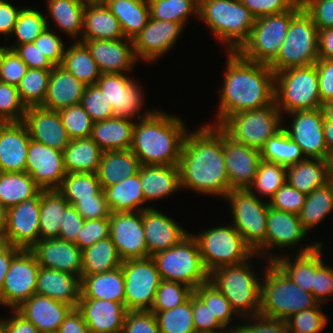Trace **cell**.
Listing matches in <instances>:
<instances>
[{
  "mask_svg": "<svg viewBox=\"0 0 333 333\" xmlns=\"http://www.w3.org/2000/svg\"><path fill=\"white\" fill-rule=\"evenodd\" d=\"M190 234L179 244L156 252L151 258L161 280L180 282L194 290L209 282L210 273L204 267L197 240Z\"/></svg>",
  "mask_w": 333,
  "mask_h": 333,
  "instance_id": "obj_8",
  "label": "cell"
},
{
  "mask_svg": "<svg viewBox=\"0 0 333 333\" xmlns=\"http://www.w3.org/2000/svg\"><path fill=\"white\" fill-rule=\"evenodd\" d=\"M85 220L72 204L65 207L63 219L60 223L59 239L76 243L77 234L83 227Z\"/></svg>",
  "mask_w": 333,
  "mask_h": 333,
  "instance_id": "obj_73",
  "label": "cell"
},
{
  "mask_svg": "<svg viewBox=\"0 0 333 333\" xmlns=\"http://www.w3.org/2000/svg\"><path fill=\"white\" fill-rule=\"evenodd\" d=\"M291 128L283 127L295 141L305 158L326 159L328 148L324 137V120L320 108L315 110L294 111Z\"/></svg>",
  "mask_w": 333,
  "mask_h": 333,
  "instance_id": "obj_19",
  "label": "cell"
},
{
  "mask_svg": "<svg viewBox=\"0 0 333 333\" xmlns=\"http://www.w3.org/2000/svg\"><path fill=\"white\" fill-rule=\"evenodd\" d=\"M232 209L233 226L255 252L264 242L266 235L269 201H263L254 189H231L224 197Z\"/></svg>",
  "mask_w": 333,
  "mask_h": 333,
  "instance_id": "obj_13",
  "label": "cell"
},
{
  "mask_svg": "<svg viewBox=\"0 0 333 333\" xmlns=\"http://www.w3.org/2000/svg\"><path fill=\"white\" fill-rule=\"evenodd\" d=\"M109 237V218L85 220L77 234L76 245L80 250Z\"/></svg>",
  "mask_w": 333,
  "mask_h": 333,
  "instance_id": "obj_66",
  "label": "cell"
},
{
  "mask_svg": "<svg viewBox=\"0 0 333 333\" xmlns=\"http://www.w3.org/2000/svg\"><path fill=\"white\" fill-rule=\"evenodd\" d=\"M333 210V191L326 184L307 195L306 202L298 217L303 227L309 231L318 225Z\"/></svg>",
  "mask_w": 333,
  "mask_h": 333,
  "instance_id": "obj_50",
  "label": "cell"
},
{
  "mask_svg": "<svg viewBox=\"0 0 333 333\" xmlns=\"http://www.w3.org/2000/svg\"><path fill=\"white\" fill-rule=\"evenodd\" d=\"M248 261L221 266L209 274V282L224 295L239 317L243 316L244 319L259 315L260 310L262 279L256 276Z\"/></svg>",
  "mask_w": 333,
  "mask_h": 333,
  "instance_id": "obj_6",
  "label": "cell"
},
{
  "mask_svg": "<svg viewBox=\"0 0 333 333\" xmlns=\"http://www.w3.org/2000/svg\"><path fill=\"white\" fill-rule=\"evenodd\" d=\"M143 227L147 257L174 247L190 234L174 219L152 207L143 210Z\"/></svg>",
  "mask_w": 333,
  "mask_h": 333,
  "instance_id": "obj_27",
  "label": "cell"
},
{
  "mask_svg": "<svg viewBox=\"0 0 333 333\" xmlns=\"http://www.w3.org/2000/svg\"><path fill=\"white\" fill-rule=\"evenodd\" d=\"M152 313L156 316L160 333H196L192 314V295L174 309Z\"/></svg>",
  "mask_w": 333,
  "mask_h": 333,
  "instance_id": "obj_52",
  "label": "cell"
},
{
  "mask_svg": "<svg viewBox=\"0 0 333 333\" xmlns=\"http://www.w3.org/2000/svg\"><path fill=\"white\" fill-rule=\"evenodd\" d=\"M283 117L274 103L230 115L218 127L233 141L261 150L283 129Z\"/></svg>",
  "mask_w": 333,
  "mask_h": 333,
  "instance_id": "obj_10",
  "label": "cell"
},
{
  "mask_svg": "<svg viewBox=\"0 0 333 333\" xmlns=\"http://www.w3.org/2000/svg\"><path fill=\"white\" fill-rule=\"evenodd\" d=\"M71 306L50 297L34 294L16 310L30 321L40 333L57 332Z\"/></svg>",
  "mask_w": 333,
  "mask_h": 333,
  "instance_id": "obj_30",
  "label": "cell"
},
{
  "mask_svg": "<svg viewBox=\"0 0 333 333\" xmlns=\"http://www.w3.org/2000/svg\"><path fill=\"white\" fill-rule=\"evenodd\" d=\"M125 280L121 266L93 275H81L80 298L110 300L125 305Z\"/></svg>",
  "mask_w": 333,
  "mask_h": 333,
  "instance_id": "obj_35",
  "label": "cell"
},
{
  "mask_svg": "<svg viewBox=\"0 0 333 333\" xmlns=\"http://www.w3.org/2000/svg\"><path fill=\"white\" fill-rule=\"evenodd\" d=\"M121 333H160L151 311H127Z\"/></svg>",
  "mask_w": 333,
  "mask_h": 333,
  "instance_id": "obj_67",
  "label": "cell"
},
{
  "mask_svg": "<svg viewBox=\"0 0 333 333\" xmlns=\"http://www.w3.org/2000/svg\"><path fill=\"white\" fill-rule=\"evenodd\" d=\"M260 153L262 160L286 167L305 159L300 146L289 137L284 129L269 138Z\"/></svg>",
  "mask_w": 333,
  "mask_h": 333,
  "instance_id": "obj_48",
  "label": "cell"
},
{
  "mask_svg": "<svg viewBox=\"0 0 333 333\" xmlns=\"http://www.w3.org/2000/svg\"><path fill=\"white\" fill-rule=\"evenodd\" d=\"M74 207L84 220L109 218L111 214L103 190L94 198L80 199Z\"/></svg>",
  "mask_w": 333,
  "mask_h": 333,
  "instance_id": "obj_70",
  "label": "cell"
},
{
  "mask_svg": "<svg viewBox=\"0 0 333 333\" xmlns=\"http://www.w3.org/2000/svg\"><path fill=\"white\" fill-rule=\"evenodd\" d=\"M25 172L42 190H57L66 175L63 151L30 139Z\"/></svg>",
  "mask_w": 333,
  "mask_h": 333,
  "instance_id": "obj_18",
  "label": "cell"
},
{
  "mask_svg": "<svg viewBox=\"0 0 333 333\" xmlns=\"http://www.w3.org/2000/svg\"><path fill=\"white\" fill-rule=\"evenodd\" d=\"M193 293L209 308L218 322L229 331L232 315L239 316L224 295L210 282L199 285Z\"/></svg>",
  "mask_w": 333,
  "mask_h": 333,
  "instance_id": "obj_56",
  "label": "cell"
},
{
  "mask_svg": "<svg viewBox=\"0 0 333 333\" xmlns=\"http://www.w3.org/2000/svg\"><path fill=\"white\" fill-rule=\"evenodd\" d=\"M301 8L299 0L289 10L257 18L248 40L237 52L249 61L269 65L278 56L291 18Z\"/></svg>",
  "mask_w": 333,
  "mask_h": 333,
  "instance_id": "obj_11",
  "label": "cell"
},
{
  "mask_svg": "<svg viewBox=\"0 0 333 333\" xmlns=\"http://www.w3.org/2000/svg\"><path fill=\"white\" fill-rule=\"evenodd\" d=\"M193 294V289L186 284L161 280L155 293L151 312L174 309L186 302Z\"/></svg>",
  "mask_w": 333,
  "mask_h": 333,
  "instance_id": "obj_57",
  "label": "cell"
},
{
  "mask_svg": "<svg viewBox=\"0 0 333 333\" xmlns=\"http://www.w3.org/2000/svg\"><path fill=\"white\" fill-rule=\"evenodd\" d=\"M46 28L47 17L42 12L22 7L12 31V35L17 37V43L10 48L13 50L17 45L34 42Z\"/></svg>",
  "mask_w": 333,
  "mask_h": 333,
  "instance_id": "obj_55",
  "label": "cell"
},
{
  "mask_svg": "<svg viewBox=\"0 0 333 333\" xmlns=\"http://www.w3.org/2000/svg\"><path fill=\"white\" fill-rule=\"evenodd\" d=\"M250 318L251 323L244 325L238 324L229 328L232 333H287V325L283 320L267 318L256 315Z\"/></svg>",
  "mask_w": 333,
  "mask_h": 333,
  "instance_id": "obj_68",
  "label": "cell"
},
{
  "mask_svg": "<svg viewBox=\"0 0 333 333\" xmlns=\"http://www.w3.org/2000/svg\"><path fill=\"white\" fill-rule=\"evenodd\" d=\"M27 69V65L16 52L10 49L6 53L0 68V81L17 86L26 74Z\"/></svg>",
  "mask_w": 333,
  "mask_h": 333,
  "instance_id": "obj_71",
  "label": "cell"
},
{
  "mask_svg": "<svg viewBox=\"0 0 333 333\" xmlns=\"http://www.w3.org/2000/svg\"><path fill=\"white\" fill-rule=\"evenodd\" d=\"M274 102L282 115L320 108L322 103L316 65L292 67L277 72Z\"/></svg>",
  "mask_w": 333,
  "mask_h": 333,
  "instance_id": "obj_7",
  "label": "cell"
},
{
  "mask_svg": "<svg viewBox=\"0 0 333 333\" xmlns=\"http://www.w3.org/2000/svg\"><path fill=\"white\" fill-rule=\"evenodd\" d=\"M266 263L259 315L285 321L291 315L319 304L313 294L297 286L274 262L266 260Z\"/></svg>",
  "mask_w": 333,
  "mask_h": 333,
  "instance_id": "obj_4",
  "label": "cell"
},
{
  "mask_svg": "<svg viewBox=\"0 0 333 333\" xmlns=\"http://www.w3.org/2000/svg\"><path fill=\"white\" fill-rule=\"evenodd\" d=\"M40 193L8 208L4 236L8 244L30 250L39 240Z\"/></svg>",
  "mask_w": 333,
  "mask_h": 333,
  "instance_id": "obj_21",
  "label": "cell"
},
{
  "mask_svg": "<svg viewBox=\"0 0 333 333\" xmlns=\"http://www.w3.org/2000/svg\"><path fill=\"white\" fill-rule=\"evenodd\" d=\"M40 265L31 250L21 249L10 263L0 292V304L17 309L35 294Z\"/></svg>",
  "mask_w": 333,
  "mask_h": 333,
  "instance_id": "obj_15",
  "label": "cell"
},
{
  "mask_svg": "<svg viewBox=\"0 0 333 333\" xmlns=\"http://www.w3.org/2000/svg\"><path fill=\"white\" fill-rule=\"evenodd\" d=\"M80 105L89 114L93 122L103 121L115 116L111 104L96 84L85 87Z\"/></svg>",
  "mask_w": 333,
  "mask_h": 333,
  "instance_id": "obj_61",
  "label": "cell"
},
{
  "mask_svg": "<svg viewBox=\"0 0 333 333\" xmlns=\"http://www.w3.org/2000/svg\"><path fill=\"white\" fill-rule=\"evenodd\" d=\"M102 153L91 137L70 140L63 150L66 173H97Z\"/></svg>",
  "mask_w": 333,
  "mask_h": 333,
  "instance_id": "obj_41",
  "label": "cell"
},
{
  "mask_svg": "<svg viewBox=\"0 0 333 333\" xmlns=\"http://www.w3.org/2000/svg\"><path fill=\"white\" fill-rule=\"evenodd\" d=\"M51 70L30 69L17 85L22 102L29 106H41L45 100Z\"/></svg>",
  "mask_w": 333,
  "mask_h": 333,
  "instance_id": "obj_53",
  "label": "cell"
},
{
  "mask_svg": "<svg viewBox=\"0 0 333 333\" xmlns=\"http://www.w3.org/2000/svg\"><path fill=\"white\" fill-rule=\"evenodd\" d=\"M150 18L182 24L195 14L198 17V0H148ZM192 13V14H191Z\"/></svg>",
  "mask_w": 333,
  "mask_h": 333,
  "instance_id": "obj_51",
  "label": "cell"
},
{
  "mask_svg": "<svg viewBox=\"0 0 333 333\" xmlns=\"http://www.w3.org/2000/svg\"><path fill=\"white\" fill-rule=\"evenodd\" d=\"M68 204L57 190H42L40 192V240L59 237L60 223Z\"/></svg>",
  "mask_w": 333,
  "mask_h": 333,
  "instance_id": "obj_45",
  "label": "cell"
},
{
  "mask_svg": "<svg viewBox=\"0 0 333 333\" xmlns=\"http://www.w3.org/2000/svg\"><path fill=\"white\" fill-rule=\"evenodd\" d=\"M119 21L125 38L133 40L150 19L148 0H103Z\"/></svg>",
  "mask_w": 333,
  "mask_h": 333,
  "instance_id": "obj_40",
  "label": "cell"
},
{
  "mask_svg": "<svg viewBox=\"0 0 333 333\" xmlns=\"http://www.w3.org/2000/svg\"><path fill=\"white\" fill-rule=\"evenodd\" d=\"M257 19L291 9L299 0H240Z\"/></svg>",
  "mask_w": 333,
  "mask_h": 333,
  "instance_id": "obj_72",
  "label": "cell"
},
{
  "mask_svg": "<svg viewBox=\"0 0 333 333\" xmlns=\"http://www.w3.org/2000/svg\"><path fill=\"white\" fill-rule=\"evenodd\" d=\"M22 8L13 6L6 0H0V34L12 35L18 14Z\"/></svg>",
  "mask_w": 333,
  "mask_h": 333,
  "instance_id": "obj_76",
  "label": "cell"
},
{
  "mask_svg": "<svg viewBox=\"0 0 333 333\" xmlns=\"http://www.w3.org/2000/svg\"><path fill=\"white\" fill-rule=\"evenodd\" d=\"M192 236L197 240L206 270L225 265H237L256 255L233 225L209 228Z\"/></svg>",
  "mask_w": 333,
  "mask_h": 333,
  "instance_id": "obj_12",
  "label": "cell"
},
{
  "mask_svg": "<svg viewBox=\"0 0 333 333\" xmlns=\"http://www.w3.org/2000/svg\"><path fill=\"white\" fill-rule=\"evenodd\" d=\"M82 42L98 64L102 74H125L131 71L137 59L134 54L133 40L128 38L85 40Z\"/></svg>",
  "mask_w": 333,
  "mask_h": 333,
  "instance_id": "obj_24",
  "label": "cell"
},
{
  "mask_svg": "<svg viewBox=\"0 0 333 333\" xmlns=\"http://www.w3.org/2000/svg\"><path fill=\"white\" fill-rule=\"evenodd\" d=\"M13 50L30 69L52 70L54 68L50 60L33 42L17 45Z\"/></svg>",
  "mask_w": 333,
  "mask_h": 333,
  "instance_id": "obj_74",
  "label": "cell"
},
{
  "mask_svg": "<svg viewBox=\"0 0 333 333\" xmlns=\"http://www.w3.org/2000/svg\"><path fill=\"white\" fill-rule=\"evenodd\" d=\"M26 109L17 86L0 81V123L23 122Z\"/></svg>",
  "mask_w": 333,
  "mask_h": 333,
  "instance_id": "obj_59",
  "label": "cell"
},
{
  "mask_svg": "<svg viewBox=\"0 0 333 333\" xmlns=\"http://www.w3.org/2000/svg\"><path fill=\"white\" fill-rule=\"evenodd\" d=\"M57 333H90L82 314L77 308H72L57 329Z\"/></svg>",
  "mask_w": 333,
  "mask_h": 333,
  "instance_id": "obj_77",
  "label": "cell"
},
{
  "mask_svg": "<svg viewBox=\"0 0 333 333\" xmlns=\"http://www.w3.org/2000/svg\"><path fill=\"white\" fill-rule=\"evenodd\" d=\"M138 172L146 201L164 198L181 189L178 165H141Z\"/></svg>",
  "mask_w": 333,
  "mask_h": 333,
  "instance_id": "obj_34",
  "label": "cell"
},
{
  "mask_svg": "<svg viewBox=\"0 0 333 333\" xmlns=\"http://www.w3.org/2000/svg\"><path fill=\"white\" fill-rule=\"evenodd\" d=\"M86 85L61 65L51 70L45 100L41 107L48 110L60 109L80 104Z\"/></svg>",
  "mask_w": 333,
  "mask_h": 333,
  "instance_id": "obj_32",
  "label": "cell"
},
{
  "mask_svg": "<svg viewBox=\"0 0 333 333\" xmlns=\"http://www.w3.org/2000/svg\"><path fill=\"white\" fill-rule=\"evenodd\" d=\"M223 88L216 121L219 126L228 116L274 104L275 73L269 65L243 58L238 52H227Z\"/></svg>",
  "mask_w": 333,
  "mask_h": 333,
  "instance_id": "obj_2",
  "label": "cell"
},
{
  "mask_svg": "<svg viewBox=\"0 0 333 333\" xmlns=\"http://www.w3.org/2000/svg\"><path fill=\"white\" fill-rule=\"evenodd\" d=\"M30 139L23 122L0 123V172H25Z\"/></svg>",
  "mask_w": 333,
  "mask_h": 333,
  "instance_id": "obj_29",
  "label": "cell"
},
{
  "mask_svg": "<svg viewBox=\"0 0 333 333\" xmlns=\"http://www.w3.org/2000/svg\"><path fill=\"white\" fill-rule=\"evenodd\" d=\"M307 195L301 193L287 182L282 185L269 201L271 208L299 214L306 202Z\"/></svg>",
  "mask_w": 333,
  "mask_h": 333,
  "instance_id": "obj_63",
  "label": "cell"
},
{
  "mask_svg": "<svg viewBox=\"0 0 333 333\" xmlns=\"http://www.w3.org/2000/svg\"><path fill=\"white\" fill-rule=\"evenodd\" d=\"M319 303L314 308H309L291 315L285 320L287 328L301 333H320L325 328L328 316L321 311Z\"/></svg>",
  "mask_w": 333,
  "mask_h": 333,
  "instance_id": "obj_60",
  "label": "cell"
},
{
  "mask_svg": "<svg viewBox=\"0 0 333 333\" xmlns=\"http://www.w3.org/2000/svg\"><path fill=\"white\" fill-rule=\"evenodd\" d=\"M184 26L182 24L150 18L146 26L133 39L136 59L152 62L175 45Z\"/></svg>",
  "mask_w": 333,
  "mask_h": 333,
  "instance_id": "obj_22",
  "label": "cell"
},
{
  "mask_svg": "<svg viewBox=\"0 0 333 333\" xmlns=\"http://www.w3.org/2000/svg\"><path fill=\"white\" fill-rule=\"evenodd\" d=\"M23 123L28 129L31 139L57 150L63 151L71 140L58 111L48 110L41 106H29L26 109Z\"/></svg>",
  "mask_w": 333,
  "mask_h": 333,
  "instance_id": "obj_26",
  "label": "cell"
},
{
  "mask_svg": "<svg viewBox=\"0 0 333 333\" xmlns=\"http://www.w3.org/2000/svg\"><path fill=\"white\" fill-rule=\"evenodd\" d=\"M181 189L224 198L229 185L223 151V131L218 126L201 125L187 132L179 160Z\"/></svg>",
  "mask_w": 333,
  "mask_h": 333,
  "instance_id": "obj_1",
  "label": "cell"
},
{
  "mask_svg": "<svg viewBox=\"0 0 333 333\" xmlns=\"http://www.w3.org/2000/svg\"><path fill=\"white\" fill-rule=\"evenodd\" d=\"M192 314L196 333H222L227 331L194 293L192 294Z\"/></svg>",
  "mask_w": 333,
  "mask_h": 333,
  "instance_id": "obj_65",
  "label": "cell"
},
{
  "mask_svg": "<svg viewBox=\"0 0 333 333\" xmlns=\"http://www.w3.org/2000/svg\"><path fill=\"white\" fill-rule=\"evenodd\" d=\"M124 38L119 21L103 1H87L78 41Z\"/></svg>",
  "mask_w": 333,
  "mask_h": 333,
  "instance_id": "obj_33",
  "label": "cell"
},
{
  "mask_svg": "<svg viewBox=\"0 0 333 333\" xmlns=\"http://www.w3.org/2000/svg\"><path fill=\"white\" fill-rule=\"evenodd\" d=\"M223 151L230 187L248 188L262 160L260 150L235 142L223 132Z\"/></svg>",
  "mask_w": 333,
  "mask_h": 333,
  "instance_id": "obj_23",
  "label": "cell"
},
{
  "mask_svg": "<svg viewBox=\"0 0 333 333\" xmlns=\"http://www.w3.org/2000/svg\"><path fill=\"white\" fill-rule=\"evenodd\" d=\"M134 125L133 120L117 116L93 122L91 138L103 152L130 149Z\"/></svg>",
  "mask_w": 333,
  "mask_h": 333,
  "instance_id": "obj_36",
  "label": "cell"
},
{
  "mask_svg": "<svg viewBox=\"0 0 333 333\" xmlns=\"http://www.w3.org/2000/svg\"><path fill=\"white\" fill-rule=\"evenodd\" d=\"M186 134L181 118L154 110L135 121L130 150L141 165H178Z\"/></svg>",
  "mask_w": 333,
  "mask_h": 333,
  "instance_id": "obj_3",
  "label": "cell"
},
{
  "mask_svg": "<svg viewBox=\"0 0 333 333\" xmlns=\"http://www.w3.org/2000/svg\"><path fill=\"white\" fill-rule=\"evenodd\" d=\"M109 237L122 261L147 258L143 211L111 213Z\"/></svg>",
  "mask_w": 333,
  "mask_h": 333,
  "instance_id": "obj_17",
  "label": "cell"
},
{
  "mask_svg": "<svg viewBox=\"0 0 333 333\" xmlns=\"http://www.w3.org/2000/svg\"><path fill=\"white\" fill-rule=\"evenodd\" d=\"M122 260L111 238L99 240L82 250L81 275L104 273L121 266Z\"/></svg>",
  "mask_w": 333,
  "mask_h": 333,
  "instance_id": "obj_47",
  "label": "cell"
},
{
  "mask_svg": "<svg viewBox=\"0 0 333 333\" xmlns=\"http://www.w3.org/2000/svg\"><path fill=\"white\" fill-rule=\"evenodd\" d=\"M140 166L138 158L130 149L104 151L96 174L104 190L137 174Z\"/></svg>",
  "mask_w": 333,
  "mask_h": 333,
  "instance_id": "obj_37",
  "label": "cell"
},
{
  "mask_svg": "<svg viewBox=\"0 0 333 333\" xmlns=\"http://www.w3.org/2000/svg\"><path fill=\"white\" fill-rule=\"evenodd\" d=\"M13 316L3 320L4 333H40L39 330L16 309H13Z\"/></svg>",
  "mask_w": 333,
  "mask_h": 333,
  "instance_id": "obj_78",
  "label": "cell"
},
{
  "mask_svg": "<svg viewBox=\"0 0 333 333\" xmlns=\"http://www.w3.org/2000/svg\"><path fill=\"white\" fill-rule=\"evenodd\" d=\"M34 45L54 65H61L65 54V45L62 39L55 34L47 21V28L34 40Z\"/></svg>",
  "mask_w": 333,
  "mask_h": 333,
  "instance_id": "obj_64",
  "label": "cell"
},
{
  "mask_svg": "<svg viewBox=\"0 0 333 333\" xmlns=\"http://www.w3.org/2000/svg\"><path fill=\"white\" fill-rule=\"evenodd\" d=\"M41 191L27 172H0V203L7 209L36 197Z\"/></svg>",
  "mask_w": 333,
  "mask_h": 333,
  "instance_id": "obj_44",
  "label": "cell"
},
{
  "mask_svg": "<svg viewBox=\"0 0 333 333\" xmlns=\"http://www.w3.org/2000/svg\"><path fill=\"white\" fill-rule=\"evenodd\" d=\"M198 16L228 52H237L248 40L256 20L240 0H198Z\"/></svg>",
  "mask_w": 333,
  "mask_h": 333,
  "instance_id": "obj_5",
  "label": "cell"
},
{
  "mask_svg": "<svg viewBox=\"0 0 333 333\" xmlns=\"http://www.w3.org/2000/svg\"><path fill=\"white\" fill-rule=\"evenodd\" d=\"M287 167L275 162L261 160L253 182L248 190H256L262 196L273 198L276 191L287 182Z\"/></svg>",
  "mask_w": 333,
  "mask_h": 333,
  "instance_id": "obj_54",
  "label": "cell"
},
{
  "mask_svg": "<svg viewBox=\"0 0 333 333\" xmlns=\"http://www.w3.org/2000/svg\"><path fill=\"white\" fill-rule=\"evenodd\" d=\"M127 311H151L161 278L150 257L122 261Z\"/></svg>",
  "mask_w": 333,
  "mask_h": 333,
  "instance_id": "obj_14",
  "label": "cell"
},
{
  "mask_svg": "<svg viewBox=\"0 0 333 333\" xmlns=\"http://www.w3.org/2000/svg\"><path fill=\"white\" fill-rule=\"evenodd\" d=\"M321 103L333 100V60L319 58L316 63Z\"/></svg>",
  "mask_w": 333,
  "mask_h": 333,
  "instance_id": "obj_75",
  "label": "cell"
},
{
  "mask_svg": "<svg viewBox=\"0 0 333 333\" xmlns=\"http://www.w3.org/2000/svg\"><path fill=\"white\" fill-rule=\"evenodd\" d=\"M21 249L16 248L8 244L7 238L0 234V292L5 280V276L8 272L12 258L20 251Z\"/></svg>",
  "mask_w": 333,
  "mask_h": 333,
  "instance_id": "obj_79",
  "label": "cell"
},
{
  "mask_svg": "<svg viewBox=\"0 0 333 333\" xmlns=\"http://www.w3.org/2000/svg\"><path fill=\"white\" fill-rule=\"evenodd\" d=\"M58 113L71 140L91 137L93 121L80 104L60 109Z\"/></svg>",
  "mask_w": 333,
  "mask_h": 333,
  "instance_id": "obj_58",
  "label": "cell"
},
{
  "mask_svg": "<svg viewBox=\"0 0 333 333\" xmlns=\"http://www.w3.org/2000/svg\"><path fill=\"white\" fill-rule=\"evenodd\" d=\"M307 233L308 231L303 227L297 214L269 207L265 242L254 253L259 257L265 255L269 257L270 262H273L276 256L275 254H269L271 249L277 247L282 250L283 248H291V246L294 248L299 241L304 239Z\"/></svg>",
  "mask_w": 333,
  "mask_h": 333,
  "instance_id": "obj_20",
  "label": "cell"
},
{
  "mask_svg": "<svg viewBox=\"0 0 333 333\" xmlns=\"http://www.w3.org/2000/svg\"><path fill=\"white\" fill-rule=\"evenodd\" d=\"M319 244L321 242H314L299 249L294 261L286 254L276 255L273 261L297 286L311 294L314 286L315 248Z\"/></svg>",
  "mask_w": 333,
  "mask_h": 333,
  "instance_id": "obj_38",
  "label": "cell"
},
{
  "mask_svg": "<svg viewBox=\"0 0 333 333\" xmlns=\"http://www.w3.org/2000/svg\"><path fill=\"white\" fill-rule=\"evenodd\" d=\"M326 159L305 158L287 167V183L305 195L327 184Z\"/></svg>",
  "mask_w": 333,
  "mask_h": 333,
  "instance_id": "obj_42",
  "label": "cell"
},
{
  "mask_svg": "<svg viewBox=\"0 0 333 333\" xmlns=\"http://www.w3.org/2000/svg\"><path fill=\"white\" fill-rule=\"evenodd\" d=\"M136 82L126 74L104 73L95 84L111 104L115 116L128 119L137 117L140 120L149 116L154 109L147 110L143 115L139 114L144 99L139 82Z\"/></svg>",
  "mask_w": 333,
  "mask_h": 333,
  "instance_id": "obj_16",
  "label": "cell"
},
{
  "mask_svg": "<svg viewBox=\"0 0 333 333\" xmlns=\"http://www.w3.org/2000/svg\"><path fill=\"white\" fill-rule=\"evenodd\" d=\"M35 294L47 296L77 308L81 296L80 278L65 271L40 266Z\"/></svg>",
  "mask_w": 333,
  "mask_h": 333,
  "instance_id": "obj_31",
  "label": "cell"
},
{
  "mask_svg": "<svg viewBox=\"0 0 333 333\" xmlns=\"http://www.w3.org/2000/svg\"><path fill=\"white\" fill-rule=\"evenodd\" d=\"M41 267L71 273L81 279L82 250L59 238L39 240L30 249Z\"/></svg>",
  "mask_w": 333,
  "mask_h": 333,
  "instance_id": "obj_25",
  "label": "cell"
},
{
  "mask_svg": "<svg viewBox=\"0 0 333 333\" xmlns=\"http://www.w3.org/2000/svg\"><path fill=\"white\" fill-rule=\"evenodd\" d=\"M103 191L111 213L142 212L151 208L143 206L147 201L143 195L139 172L118 184L106 187Z\"/></svg>",
  "mask_w": 333,
  "mask_h": 333,
  "instance_id": "obj_39",
  "label": "cell"
},
{
  "mask_svg": "<svg viewBox=\"0 0 333 333\" xmlns=\"http://www.w3.org/2000/svg\"><path fill=\"white\" fill-rule=\"evenodd\" d=\"M74 42L68 49H65L61 66L84 85H93L100 78L102 72L88 48L78 40Z\"/></svg>",
  "mask_w": 333,
  "mask_h": 333,
  "instance_id": "obj_46",
  "label": "cell"
},
{
  "mask_svg": "<svg viewBox=\"0 0 333 333\" xmlns=\"http://www.w3.org/2000/svg\"><path fill=\"white\" fill-rule=\"evenodd\" d=\"M96 173H66L57 191L73 206L80 199L94 198L102 191Z\"/></svg>",
  "mask_w": 333,
  "mask_h": 333,
  "instance_id": "obj_49",
  "label": "cell"
},
{
  "mask_svg": "<svg viewBox=\"0 0 333 333\" xmlns=\"http://www.w3.org/2000/svg\"><path fill=\"white\" fill-rule=\"evenodd\" d=\"M318 55L321 59L333 60V28L319 30Z\"/></svg>",
  "mask_w": 333,
  "mask_h": 333,
  "instance_id": "obj_80",
  "label": "cell"
},
{
  "mask_svg": "<svg viewBox=\"0 0 333 333\" xmlns=\"http://www.w3.org/2000/svg\"><path fill=\"white\" fill-rule=\"evenodd\" d=\"M318 32L312 18L302 7L291 18L278 56L269 64L271 70L276 74L292 67L314 65L319 59Z\"/></svg>",
  "mask_w": 333,
  "mask_h": 333,
  "instance_id": "obj_9",
  "label": "cell"
},
{
  "mask_svg": "<svg viewBox=\"0 0 333 333\" xmlns=\"http://www.w3.org/2000/svg\"><path fill=\"white\" fill-rule=\"evenodd\" d=\"M77 309L90 333H121L127 309L110 300L80 298Z\"/></svg>",
  "mask_w": 333,
  "mask_h": 333,
  "instance_id": "obj_28",
  "label": "cell"
},
{
  "mask_svg": "<svg viewBox=\"0 0 333 333\" xmlns=\"http://www.w3.org/2000/svg\"><path fill=\"white\" fill-rule=\"evenodd\" d=\"M322 243L315 248V274L312 294L323 304L333 294V267L325 265L322 260Z\"/></svg>",
  "mask_w": 333,
  "mask_h": 333,
  "instance_id": "obj_62",
  "label": "cell"
},
{
  "mask_svg": "<svg viewBox=\"0 0 333 333\" xmlns=\"http://www.w3.org/2000/svg\"><path fill=\"white\" fill-rule=\"evenodd\" d=\"M318 30L333 28V0H300Z\"/></svg>",
  "mask_w": 333,
  "mask_h": 333,
  "instance_id": "obj_69",
  "label": "cell"
},
{
  "mask_svg": "<svg viewBox=\"0 0 333 333\" xmlns=\"http://www.w3.org/2000/svg\"><path fill=\"white\" fill-rule=\"evenodd\" d=\"M47 10L61 32L82 37L84 10L87 0H47Z\"/></svg>",
  "mask_w": 333,
  "mask_h": 333,
  "instance_id": "obj_43",
  "label": "cell"
}]
</instances>
